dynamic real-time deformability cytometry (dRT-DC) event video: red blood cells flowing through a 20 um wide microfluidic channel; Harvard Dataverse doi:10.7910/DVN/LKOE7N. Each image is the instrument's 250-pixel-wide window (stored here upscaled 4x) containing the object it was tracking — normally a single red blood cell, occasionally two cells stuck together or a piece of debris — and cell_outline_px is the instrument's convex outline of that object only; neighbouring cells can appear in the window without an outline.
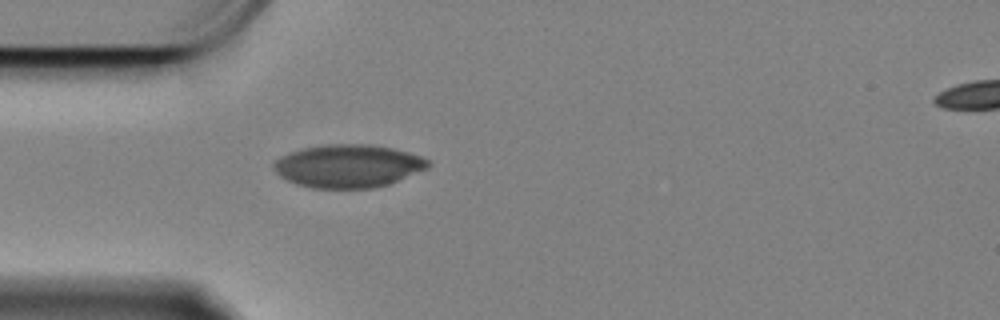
{"species": "Egyptian fruit bat (a non-hibernating species)", "species_latin": "Rousettus aegyptiacus", "temperature_condition": "cold", "stored_images_in_passage": 27, "camera_frame_rate_fps": 3000, "um_per_image_px": 0.085, "animal": {"sex": "female"}, "frame": {"image": 1, "passage_image": 1, "time_ms": 0.0, "image_size_px": [1000, 320], "cell_outline_px": [[432, 164], [428, 168], [388, 184], [372, 188], [312, 188], [296, 184], [280, 176], [276, 172], [272, 164], [280, 156], [304, 148], [324, 144], [368, 144], [392, 148], [408, 152], [420, 156], [428, 160]], "centroid_in_image_um": [29.59, 14.11], "position_along_channel_um": 55.4, "area_um2": 38.55}}
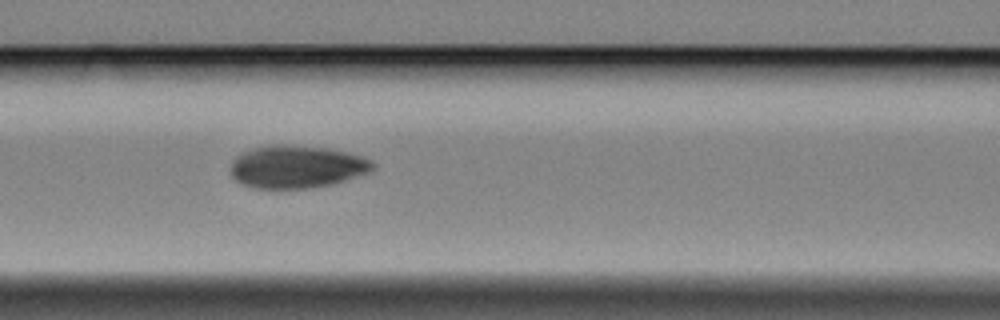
{"frame": {"image": 2, "passage_image": 9, "time_ms": 2.667, "image_size_px": [1000, 320], "cell_outline_px": [[376, 168], [372, 172], [332, 184], [308, 188], [256, 188], [244, 184], [236, 180], [232, 176], [232, 160], [240, 152], [252, 148], [272, 144], [284, 144], [328, 148], [348, 152], [372, 160], [376, 164]], "centroid_in_image_um": [25.26, 14.16], "position_along_channel_um": 141.3, "area_um2": 35.6}}
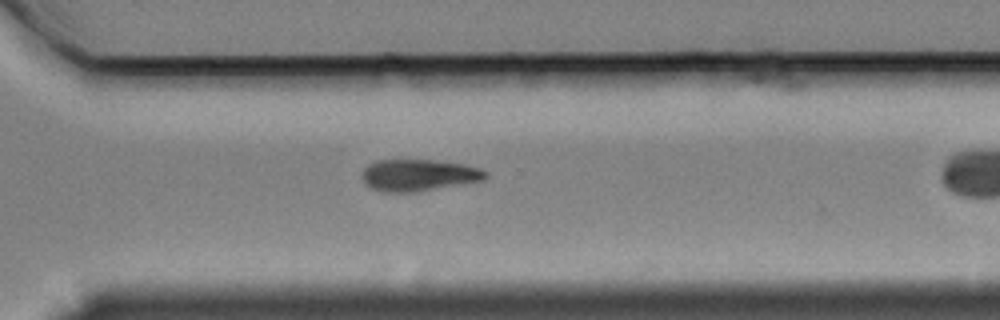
{"frame": {"image": 3, "passage_image": 22, "time_ms": 7.0, "image_size_px": [1000, 320], "cell_outline_px": [[488, 176], [484, 180], [412, 192], [380, 192], [364, 184], [360, 176], [364, 168], [368, 164], [380, 160], [432, 160], [464, 164], [480, 168], [488, 172]], "centroid_in_image_um": [35.55, 14.88], "position_along_channel_um": 335.1, "area_um2": 22.83}}